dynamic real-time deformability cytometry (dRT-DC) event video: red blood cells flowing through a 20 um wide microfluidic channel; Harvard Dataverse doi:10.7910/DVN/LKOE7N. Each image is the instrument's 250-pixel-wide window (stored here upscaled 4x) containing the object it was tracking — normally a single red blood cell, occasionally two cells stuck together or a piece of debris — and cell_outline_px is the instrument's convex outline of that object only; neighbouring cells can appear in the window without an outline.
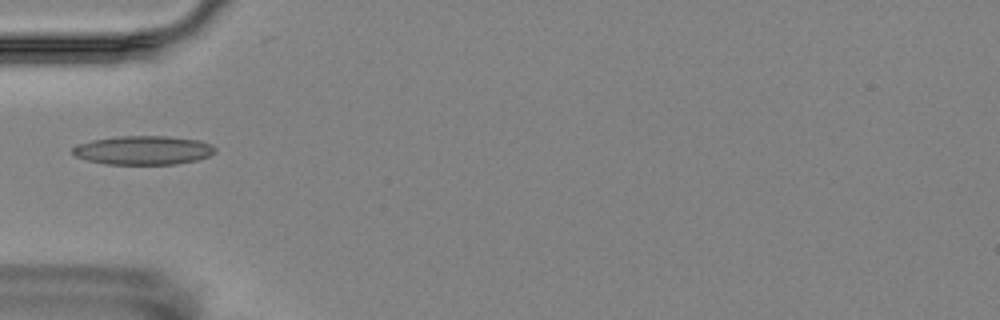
{"species": "Egyptian fruit bat (a non-hibernating species)", "species_latin": "Rousettus aegyptiacus", "temperature_condition": "room temperature", "stored_images_in_passage": 12, "camera_frame_rate_fps": 3000, "um_per_image_px": 0.085, "animal": {"sex": "female"}, "frame": {"image": 1, "passage_image": 1, "time_ms": 0.0, "image_size_px": [1000, 320], "cell_outline_px": [[216, 152], [208, 156], [196, 160], [176, 164], [108, 164], [88, 160], [76, 156], [72, 152], [72, 148], [76, 144], [92, 140], [116, 136], [168, 136], [200, 140], [212, 144], [216, 148]], "centroid_in_image_um": [12.2, 12.76], "position_along_channel_um": 72.8, "area_um2": 24.04}}
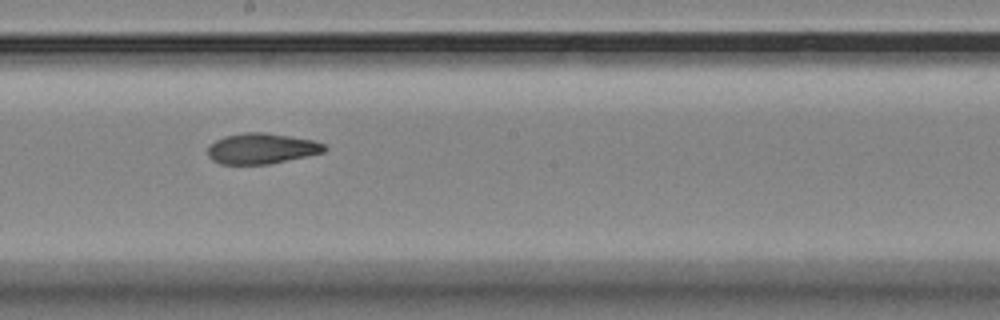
{"frame": {"image": 2, "passage_image": 5, "time_ms": 4.333, "image_size_px": [1000, 320], "cell_outline_px": [[328, 148], [324, 152], [268, 164], [220, 164], [212, 160], [208, 156], [208, 148], [216, 140], [224, 136], [244, 132], [264, 132], [312, 140], [324, 144]], "centroid_in_image_um": [22.21, 12.62], "position_along_channel_um": 226.0, "area_um2": 20.63}}
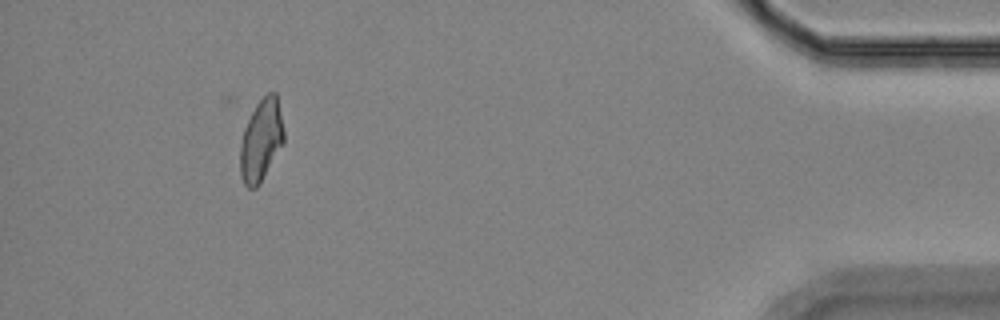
{"frame": {"image": 3, "passage_image": 11, "time_ms": 11.333, "image_size_px": [1000, 320], "cell_outline_px": [[284, 140], [260, 184], [256, 188], [248, 188], [244, 184], [240, 176], [240, 144], [244, 128], [256, 104], [268, 92], [276, 92], [284, 132]], "centroid_in_image_um": [22.17, 11.94], "position_along_channel_um": 413.0, "area_um2": 20.63}}